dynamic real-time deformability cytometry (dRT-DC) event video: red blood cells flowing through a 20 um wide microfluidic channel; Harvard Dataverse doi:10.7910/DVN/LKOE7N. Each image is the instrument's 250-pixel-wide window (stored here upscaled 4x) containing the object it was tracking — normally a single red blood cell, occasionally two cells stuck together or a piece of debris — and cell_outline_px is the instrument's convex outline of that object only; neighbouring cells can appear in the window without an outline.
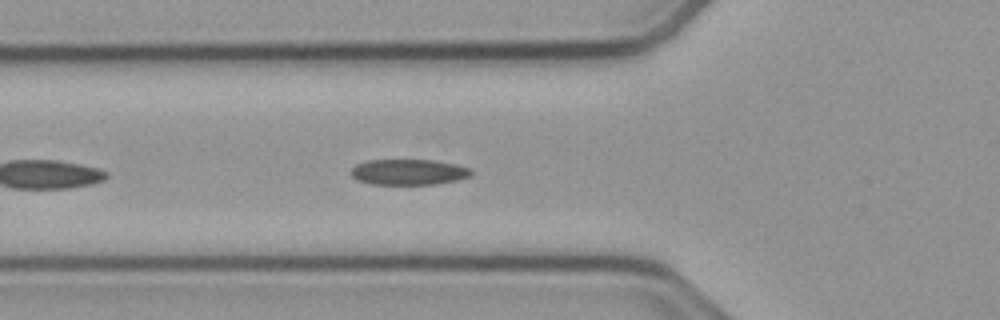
{"species": "common noctule bat (a hibernating species)", "species_latin": "Nyctalus noctula", "temperature_condition": "cold", "stored_images_in_passage": 9, "camera_frame_rate_fps": 3000, "um_per_image_px": 0.085, "animal": {"sex": "male", "body_mass_g": 23.1, "forearm_length_mm": 52.7}, "frame": {"image": 1, "passage_image": 2, "time_ms": 0.333, "image_size_px": [1000, 320], "cell_outline_px": [[472, 172], [468, 176], [456, 180], [436, 184], [372, 184], [356, 180], [352, 176], [352, 168], [356, 164], [368, 160], [432, 160], [456, 164], [468, 168]], "centroid_in_image_um": [34.69, 14.62], "position_along_channel_um": 91.1, "area_um2": 17.8}}
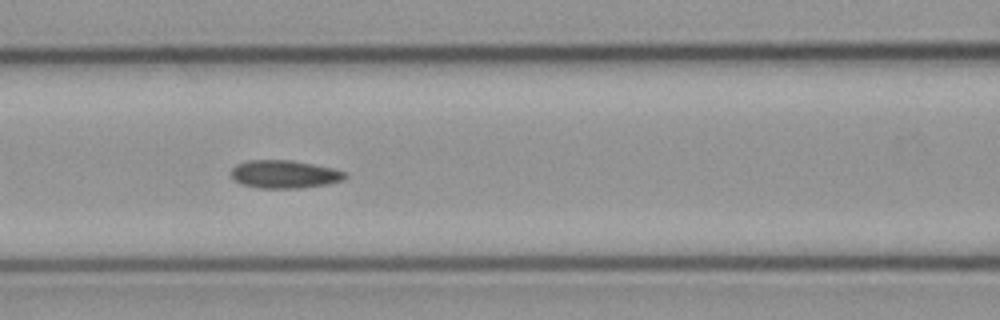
{"frame": {"image": 2, "passage_image": 6, "time_ms": 1.667, "image_size_px": [1000, 320], "cell_outline_px": [[348, 176], [344, 180], [328, 184], [300, 188], [260, 188], [240, 184], [232, 176], [232, 168], [236, 164], [248, 160], [292, 160], [332, 168], [344, 172]], "centroid_in_image_um": [24.18, 14.81], "position_along_channel_um": 142.4, "area_um2": 18.55}}
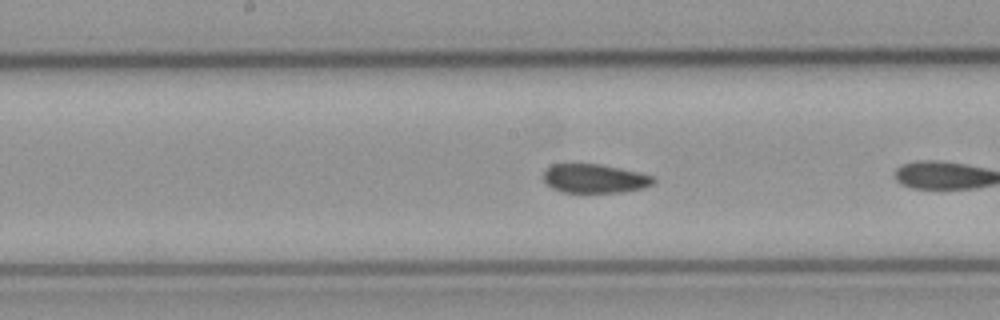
{"frame": {"image": 3, "passage_image": 8, "time_ms": 2.333, "image_size_px": [1000, 320], "cell_outline_px": [[656, 180], [652, 184], [644, 188], [620, 192], [564, 192], [552, 188], [544, 180], [544, 168], [552, 164], [600, 164], [640, 172], [652, 176]], "centroid_in_image_um": [50.54, 15.17], "position_along_channel_um": 197.7, "area_um2": 18.5}}